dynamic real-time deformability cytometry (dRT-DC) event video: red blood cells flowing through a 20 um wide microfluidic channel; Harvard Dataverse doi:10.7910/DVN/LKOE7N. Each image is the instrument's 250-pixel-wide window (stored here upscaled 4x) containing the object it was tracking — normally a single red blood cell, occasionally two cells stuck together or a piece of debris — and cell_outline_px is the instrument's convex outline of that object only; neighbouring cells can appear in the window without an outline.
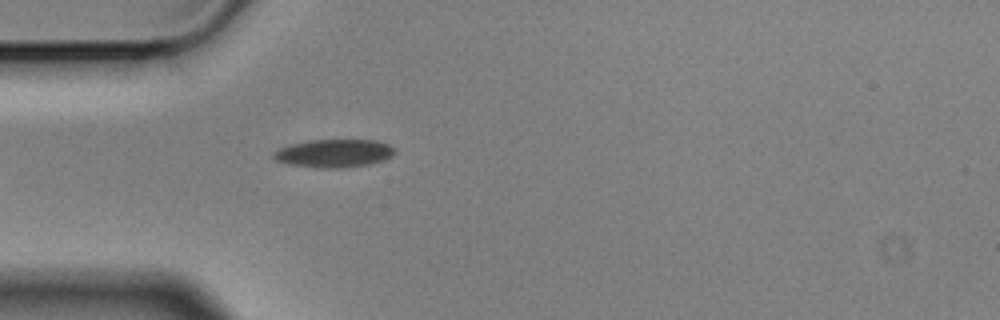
{"species": "Egyptian fruit bat (a non-hibernating species)", "species_latin": "Rousettus aegyptiacus", "temperature_condition": "cold", "stored_images_in_passage": 7, "camera_frame_rate_fps": 3000, "um_per_image_px": 0.085, "animal": {"sex": "male"}, "frame": {"image": 1, "passage_image": 7, "time_ms": 2.0, "image_size_px": [1000, 320], "cell_outline_px": [[396, 152], [392, 156], [384, 160], [368, 164], [340, 168], [316, 168], [288, 164], [276, 160], [272, 156], [272, 152], [280, 148], [292, 144], [312, 140], [376, 140], [388, 144], [396, 148]], "centroid_in_image_um": [28.41, 13.03], "position_along_channel_um": 56.6, "area_um2": 19.88}}